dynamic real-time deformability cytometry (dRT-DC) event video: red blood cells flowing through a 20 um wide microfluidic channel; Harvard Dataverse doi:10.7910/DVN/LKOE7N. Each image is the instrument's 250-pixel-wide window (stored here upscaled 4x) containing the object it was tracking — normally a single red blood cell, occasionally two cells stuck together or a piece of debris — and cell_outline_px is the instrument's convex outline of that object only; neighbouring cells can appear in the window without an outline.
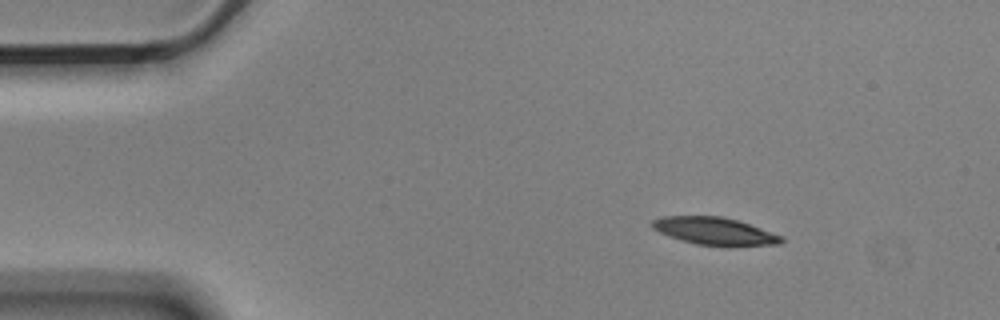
{"species": "Egyptian fruit bat (a non-hibernating species)", "species_latin": "Rousettus aegyptiacus", "temperature_condition": "cold", "stored_images_in_passage": 3, "camera_frame_rate_fps": 3000, "um_per_image_px": 0.085, "animal": {"sex": "male"}, "frame": {"image": 1, "passage_image": 1, "time_ms": 0.0, "image_size_px": [1000, 320], "cell_outline_px": [[784, 240], [780, 244], [728, 248], [696, 244], [680, 240], [660, 232], [652, 228], [652, 220], [660, 216], [724, 216], [784, 236]], "centroid_in_image_um": [60.79, 19.68], "position_along_channel_um": 24.2, "area_um2": 21.21}}
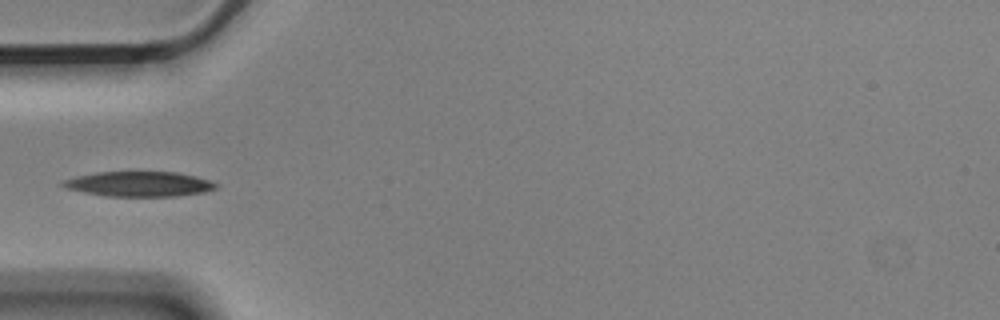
{"frame": {"image": 2, "passage_image": 3, "time_ms": 0.667, "image_size_px": [1000, 320], "cell_outline_px": [[220, 184], [216, 188], [204, 192], [176, 196], [104, 196], [64, 188], [60, 184], [64, 180], [76, 176], [96, 172], [176, 172], [196, 176]], "centroid_in_image_um": [11.82, 15.64], "position_along_channel_um": 73.2, "area_um2": 22.31}}